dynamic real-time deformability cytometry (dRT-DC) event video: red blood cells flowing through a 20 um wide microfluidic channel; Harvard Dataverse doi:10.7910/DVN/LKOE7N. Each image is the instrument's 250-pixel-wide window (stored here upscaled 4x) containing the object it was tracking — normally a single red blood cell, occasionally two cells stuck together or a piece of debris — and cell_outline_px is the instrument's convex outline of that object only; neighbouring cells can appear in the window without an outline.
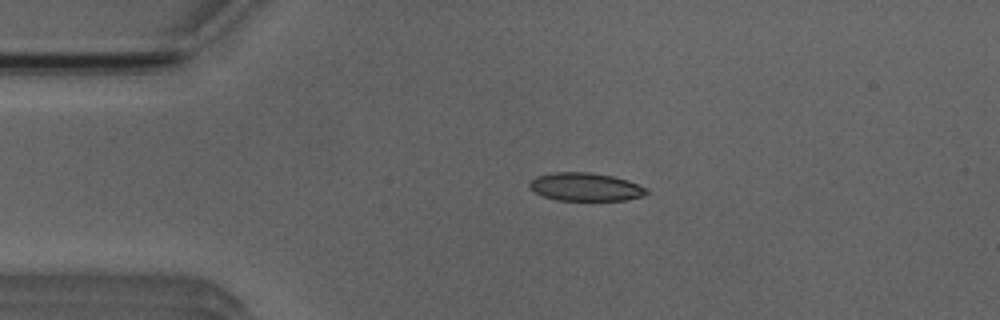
{"species": "Egyptian fruit bat (a non-hibernating species)", "species_latin": "Rousettus aegyptiacus", "temperature_condition": "room temperature", "stored_images_in_passage": 9, "camera_frame_rate_fps": 3000, "um_per_image_px": 0.085, "animal": {"sex": "male"}, "frame": {"image": 1, "passage_image": 3, "time_ms": 0.667, "image_size_px": [1000, 320], "cell_outline_px": [[648, 192], [644, 196], [624, 200], [556, 200], [544, 196], [536, 192], [528, 184], [536, 176], [552, 172], [588, 172], [612, 176], [628, 180], [648, 188]], "centroid_in_image_um": [49.8, 15.88], "position_along_channel_um": 35.2, "area_um2": 19.13}}